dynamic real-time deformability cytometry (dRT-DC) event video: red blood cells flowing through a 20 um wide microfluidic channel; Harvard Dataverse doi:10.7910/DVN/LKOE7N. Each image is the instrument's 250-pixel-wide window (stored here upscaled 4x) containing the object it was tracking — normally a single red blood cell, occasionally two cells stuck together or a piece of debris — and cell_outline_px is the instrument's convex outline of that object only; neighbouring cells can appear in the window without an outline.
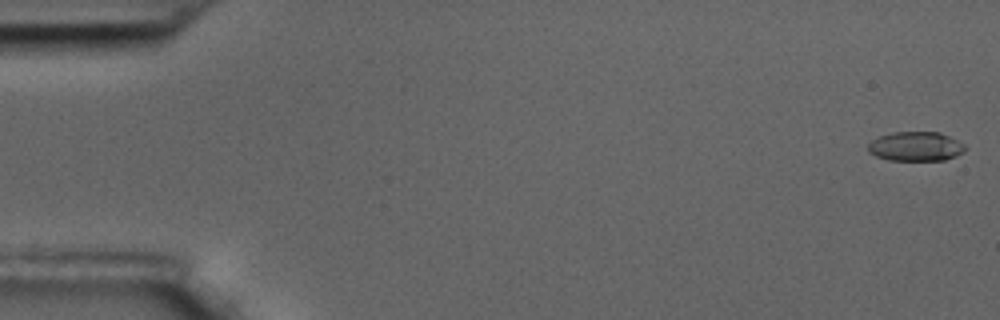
{"species": "common noctule bat (a hibernating species)", "species_latin": "Nyctalus noctula", "temperature_condition": "room temperature", "stored_images_in_passage": 59, "camera_frame_rate_fps": 3000, "um_per_image_px": 0.085, "animal": {"sex": "male", "body_mass_g": 17.5, "forearm_length_mm": 52.3}, "frame": {"image": 1, "passage_image": 1, "time_ms": 0.0, "image_size_px": [1000, 320], "cell_outline_px": [[968, 148], [964, 152], [956, 156], [944, 160], [888, 160], [876, 156], [868, 152], [868, 144], [872, 140], [880, 136], [892, 132], [940, 132], [964, 144]], "centroid_in_image_um": [77.84, 12.45], "position_along_channel_um": 7.2, "area_um2": 16.65}}
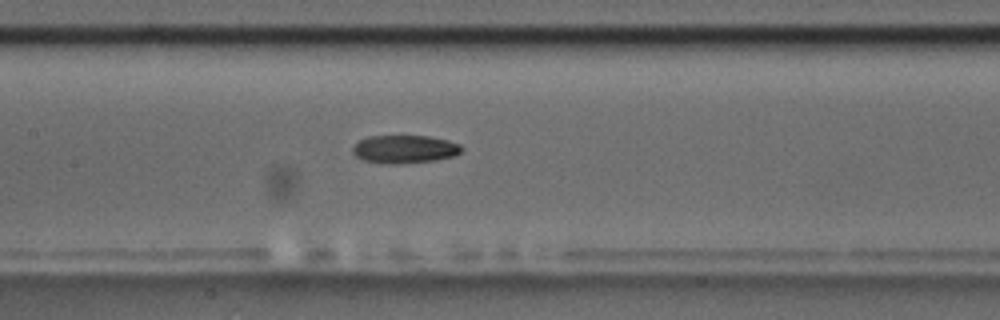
{"frame": {"image": 2, "passage_image": 28, "time_ms": 9.0, "image_size_px": [1000, 320], "cell_outline_px": [[464, 148], [460, 152], [452, 156], [432, 160], [400, 164], [380, 164], [360, 160], [352, 152], [352, 148], [360, 140], [368, 136], [428, 136], [448, 140], [460, 144]], "centroid_in_image_um": [34.35, 12.69], "position_along_channel_um": 173.1, "area_um2": 17.92}}
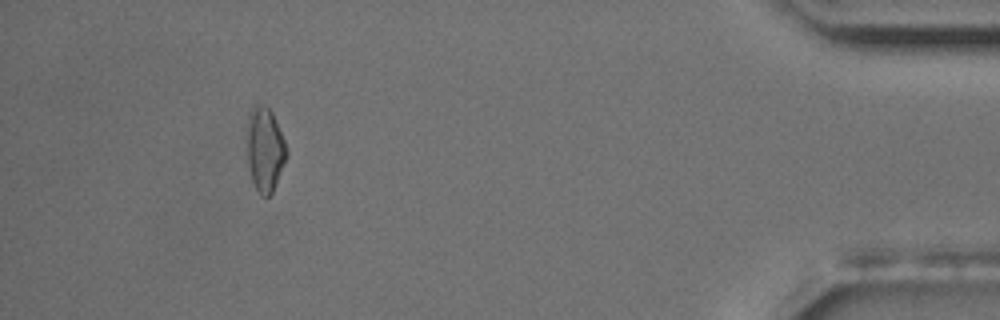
{"frame": {"image": 3, "passage_image": 54, "time_ms": 17.667, "image_size_px": [1000, 320], "cell_outline_px": [[288, 156], [272, 192], [268, 196], [260, 196], [252, 180], [248, 164], [244, 136], [244, 128], [248, 112], [252, 104], [260, 104], [268, 108], [272, 112], [284, 140], [288, 152]], "centroid_in_image_um": [22.45, 12.63], "position_along_channel_um": 412.7, "area_um2": 20.17}, "authors_computed_cell_mechanics": {"area_um2": 17.918, "velocity_mm_per_s": 3.469, "shape_relaxation_time_tau1_ms": 4.6615, "shape_relaxation_time_tau2_ms": 8.8116, "deformation_change_tau1": 0.1543, "deformation_change_tau2": 0.1506}}